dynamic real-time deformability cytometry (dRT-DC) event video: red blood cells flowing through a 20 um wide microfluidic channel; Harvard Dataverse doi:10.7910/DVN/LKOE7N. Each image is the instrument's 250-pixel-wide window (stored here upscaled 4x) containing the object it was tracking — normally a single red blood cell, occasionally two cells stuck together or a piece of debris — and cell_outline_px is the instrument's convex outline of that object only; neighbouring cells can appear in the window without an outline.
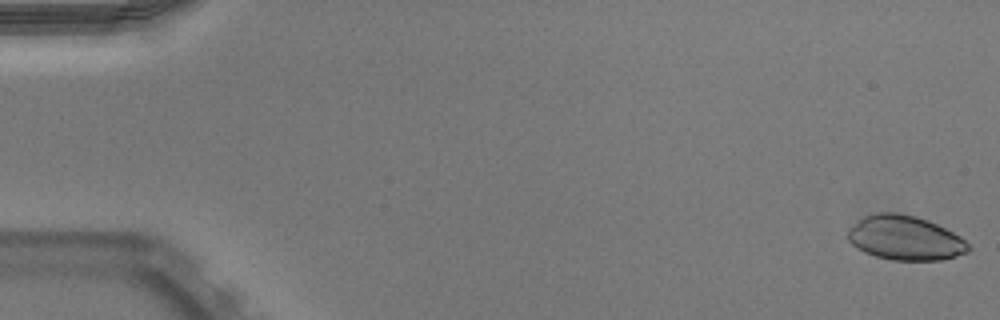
{"species": "Egyptian fruit bat (a non-hibernating species)", "species_latin": "Rousettus aegyptiacus", "temperature_condition": "warm", "stored_images_in_passage": 51, "camera_frame_rate_fps": 3000, "um_per_image_px": 0.085, "animal": {"sex": "male"}, "frame": {"image": 1, "passage_image": 1, "time_ms": 0.0, "image_size_px": [1000, 320], "cell_outline_px": [[972, 248], [968, 252], [956, 256], [940, 260], [892, 260], [876, 256], [864, 252], [856, 248], [848, 240], [848, 228], [864, 216], [876, 212], [896, 212], [916, 216], [928, 220], [960, 236]], "centroid_in_image_um": [76.91, 20.22], "position_along_channel_um": 8.1, "area_um2": 31.27}}
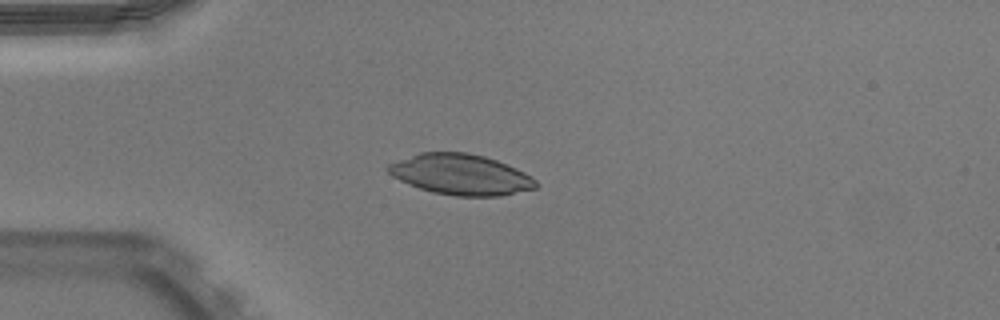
{"frame": {"image": 2, "passage_image": 14, "time_ms": 4.333, "image_size_px": [1000, 320], "cell_outline_px": [[540, 184], [536, 188], [500, 196], [456, 196], [432, 192], [408, 184], [392, 176], [384, 168], [388, 164], [420, 152], [468, 152], [484, 156], [496, 160], [516, 168], [532, 176]], "centroid_in_image_um": [39.17, 14.83], "position_along_channel_um": 45.8, "area_um2": 35.08}}
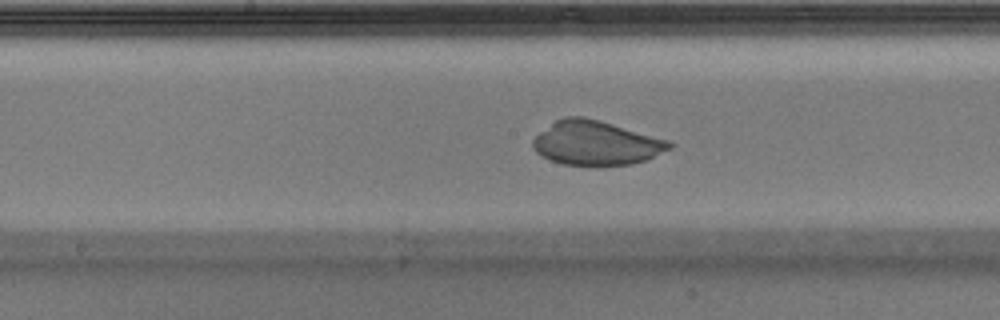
{"frame": {"image": 3, "passage_image": 27, "time_ms": 8.667, "image_size_px": [1000, 320], "cell_outline_px": [[676, 144], [672, 148], [644, 160], [632, 164], [564, 164], [548, 160], [540, 156], [532, 148], [532, 140], [540, 132], [556, 120], [564, 116], [584, 116], [600, 120], [668, 140]], "centroid_in_image_um": [50.64, 12.14], "position_along_channel_um": 197.6, "area_um2": 34.91}}